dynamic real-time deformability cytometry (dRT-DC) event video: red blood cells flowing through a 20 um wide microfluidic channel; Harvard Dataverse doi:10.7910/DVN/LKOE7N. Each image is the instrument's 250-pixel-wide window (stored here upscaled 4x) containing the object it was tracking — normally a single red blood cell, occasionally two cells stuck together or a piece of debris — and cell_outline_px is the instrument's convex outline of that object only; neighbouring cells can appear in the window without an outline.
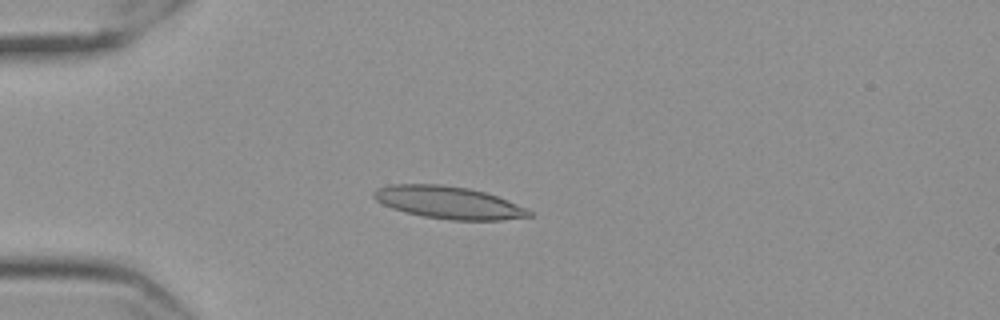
{"species": "Egyptian fruit bat (a non-hibernating species)", "species_latin": "Rousettus aegyptiacus", "temperature_condition": "cold", "stored_images_in_passage": 57, "camera_frame_rate_fps": 3000, "um_per_image_px": 0.085, "frame": {"image": 1, "passage_image": 15, "time_ms": 4.667, "image_size_px": [1000, 320], "cell_outline_px": [[532, 216], [500, 220], [452, 220], [424, 216], [404, 212], [392, 208], [376, 200], [372, 196], [372, 192], [376, 188], [388, 184], [440, 184], [468, 188], [484, 192], [496, 196], [524, 208], [532, 212]], "centroid_in_image_um": [38.05, 17.2], "position_along_channel_um": 46.9, "area_um2": 29.07}}
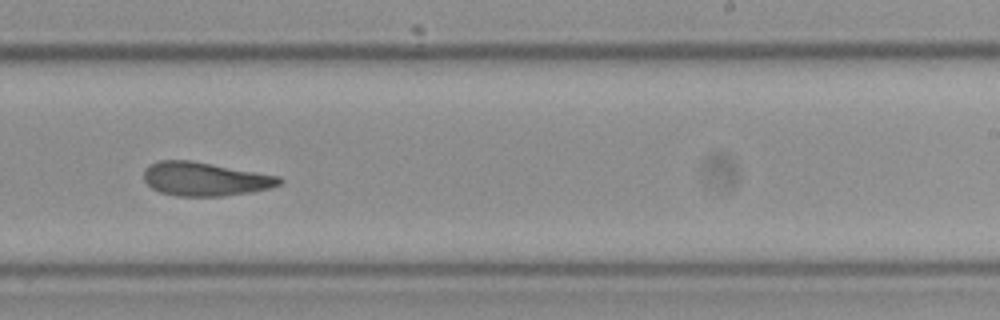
{"frame": {"image": 2, "passage_image": 36, "time_ms": 11.667, "image_size_px": [1000, 320], "cell_outline_px": [[284, 180], [280, 184], [268, 188], [252, 192], [224, 196], [176, 196], [160, 192], [152, 188], [144, 180], [144, 168], [160, 160], [192, 160], [280, 176]], "centroid_in_image_um": [17.43, 15.21], "position_along_channel_um": 271.6, "area_um2": 26.7}}
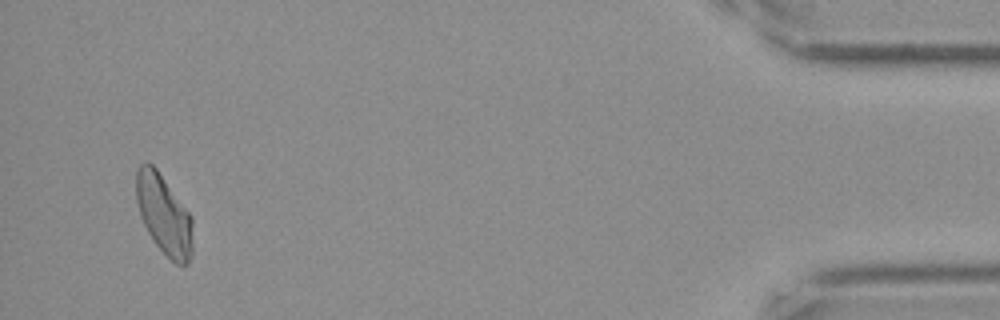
{"frame": {"image": 3, "passage_image": 55, "time_ms": 18.0, "image_size_px": [1000, 320], "cell_outline_px": [[192, 256], [188, 264], [176, 264], [156, 244], [148, 232], [140, 216], [136, 200], [136, 172], [140, 164], [144, 160], [152, 164], [156, 168], [192, 216]], "centroid_in_image_um": [13.93, 18.22], "position_along_channel_um": 421.3, "area_um2": 26.18}, "authors_computed_cell_mechanics": {"area_um2": 27.2816, "velocity_mm_per_s": 3.5104, "shape_relaxation_time_tau1_ms": null, "shape_relaxation_time_tau2_ms": 2.1556, "deformation_change_tau1": null, "deformation_change_tau2": 0.0946}}